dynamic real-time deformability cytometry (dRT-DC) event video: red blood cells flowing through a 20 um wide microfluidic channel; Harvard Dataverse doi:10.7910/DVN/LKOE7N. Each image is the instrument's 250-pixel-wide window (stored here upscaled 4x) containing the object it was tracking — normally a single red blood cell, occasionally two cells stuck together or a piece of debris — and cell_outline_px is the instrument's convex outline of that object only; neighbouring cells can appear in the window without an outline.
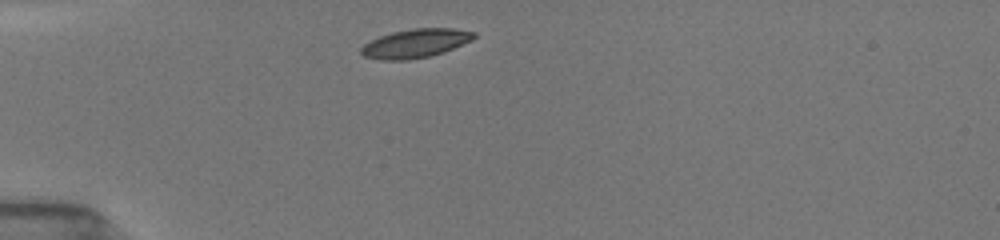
{"species": "common noctule bat (a hibernating species)", "species_latin": "Nyctalus noctula", "temperature_condition": "room temperature", "stored_images_in_passage": 10, "camera_frame_rate_fps": 3000, "um_per_image_px": 0.085, "animal": {"sex": "female", "body_mass_g": 19.5, "forearm_length_mm": 54.1}, "frame": {"image": 1, "passage_image": 1, "time_ms": 0.0, "image_size_px": [1000, 240], "cell_outline_px": [[476, 36], [472, 40], [444, 52], [428, 56], [408, 60], [380, 60], [364, 56], [360, 52], [360, 48], [364, 44], [380, 36], [392, 32], [412, 28], [452, 28], [476, 32]], "centroid_in_image_um": [35.31, 3.68], "position_along_channel_um": 49.7, "area_um2": 18.9}}
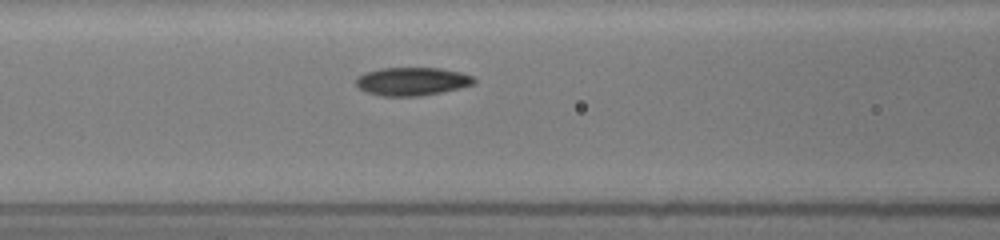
{"frame": {"image": 2, "passage_image": 6, "time_ms": 2.667, "image_size_px": [1000, 240], "cell_outline_px": [[476, 84], [460, 88], [420, 96], [384, 96], [368, 92], [360, 88], [356, 84], [356, 76], [364, 72], [380, 68], [440, 68], [460, 72], [472, 76], [476, 80]], "centroid_in_image_um": [35.03, 6.91], "position_along_channel_um": 131.6, "area_um2": 19.42}}
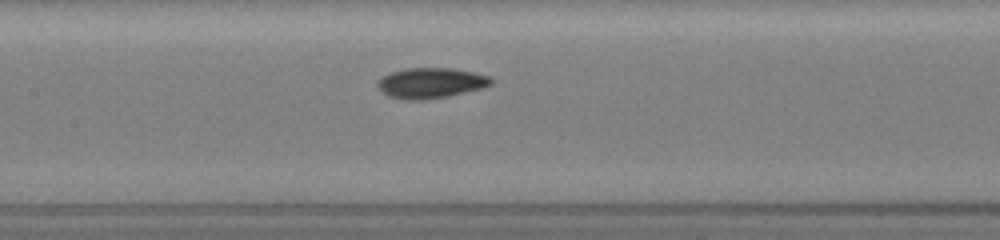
{"frame": {"image": 3, "passage_image": 8, "time_ms": 3.667, "image_size_px": [1000, 240], "cell_outline_px": [[492, 84], [484, 88], [448, 96], [420, 100], [408, 100], [388, 96], [376, 84], [376, 80], [380, 76], [388, 72], [404, 68], [456, 68], [476, 72], [492, 76]], "centroid_in_image_um": [36.63, 7.03], "position_along_channel_um": 170.8, "area_um2": 20.52}}